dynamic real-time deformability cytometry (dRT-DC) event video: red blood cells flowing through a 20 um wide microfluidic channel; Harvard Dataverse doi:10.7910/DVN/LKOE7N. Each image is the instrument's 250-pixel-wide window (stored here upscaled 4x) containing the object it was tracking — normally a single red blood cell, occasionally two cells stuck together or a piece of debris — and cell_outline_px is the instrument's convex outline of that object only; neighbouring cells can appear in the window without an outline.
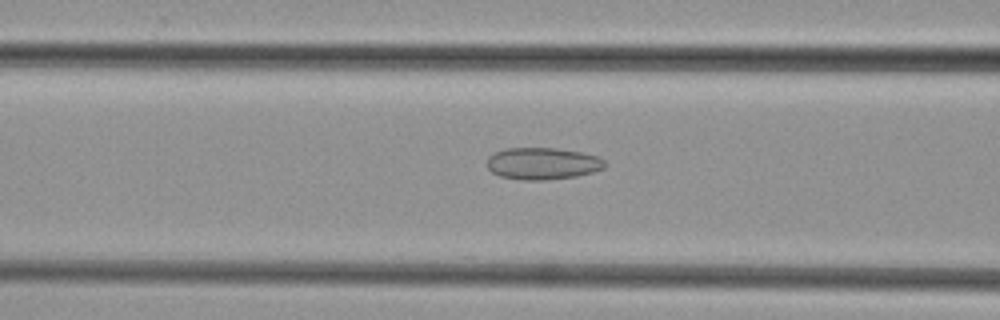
{"species": "common noctule bat (a hibernating species)", "species_latin": "Nyctalus noctula", "temperature_condition": "cold", "stored_images_in_passage": 43, "camera_frame_rate_fps": 3000, "um_per_image_px": 0.085, "animal": {"sex": "female", "body_mass_g": 29.2, "forearm_length_mm": 56.3}, "frame": {"image": 1, "passage_image": 14, "time_ms": 4.333, "image_size_px": [1000, 320], "cell_outline_px": [[604, 168], [592, 172], [576, 176], [544, 180], [524, 180], [500, 176], [492, 172], [488, 168], [488, 156], [504, 148], [556, 148], [584, 152], [596, 156], [604, 160]], "centroid_in_image_um": [46.11, 13.89], "position_along_channel_um": 120.5, "area_um2": 21.85}}
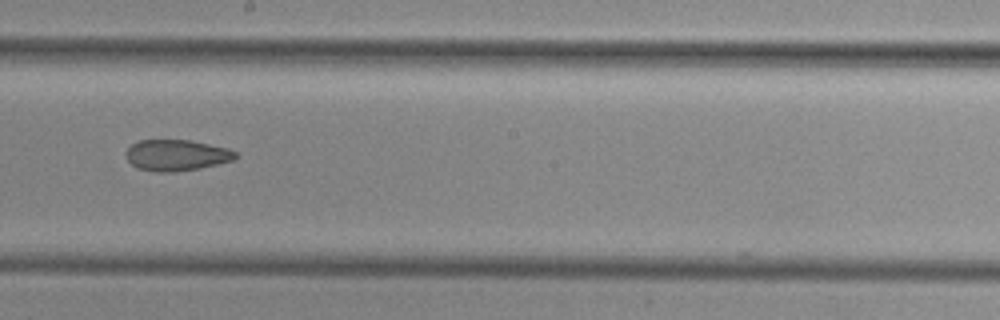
{"frame": {"image": 2, "passage_image": 22, "time_ms": 7.0, "image_size_px": [1000, 320], "cell_outline_px": [[236, 156], [232, 160], [200, 168], [172, 172], [156, 172], [136, 168], [128, 160], [124, 152], [132, 144], [140, 140], [188, 140], [228, 148], [236, 152]], "centroid_in_image_um": [14.95, 13.19], "position_along_channel_um": 233.2, "area_um2": 19.71}}
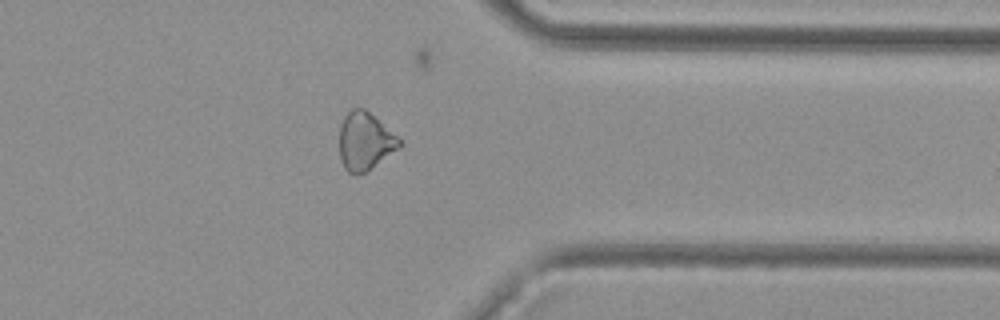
{"frame": {"image": 3, "passage_image": 33, "time_ms": 10.667, "image_size_px": [1000, 320], "cell_outline_px": [[404, 144], [400, 148], [368, 172], [356, 176], [348, 172], [344, 168], [340, 156], [340, 124], [344, 116], [352, 108], [364, 108], [404, 140]], "centroid_in_image_um": [31.07, 12.04], "position_along_channel_um": 380.3, "area_um2": 20.81}}